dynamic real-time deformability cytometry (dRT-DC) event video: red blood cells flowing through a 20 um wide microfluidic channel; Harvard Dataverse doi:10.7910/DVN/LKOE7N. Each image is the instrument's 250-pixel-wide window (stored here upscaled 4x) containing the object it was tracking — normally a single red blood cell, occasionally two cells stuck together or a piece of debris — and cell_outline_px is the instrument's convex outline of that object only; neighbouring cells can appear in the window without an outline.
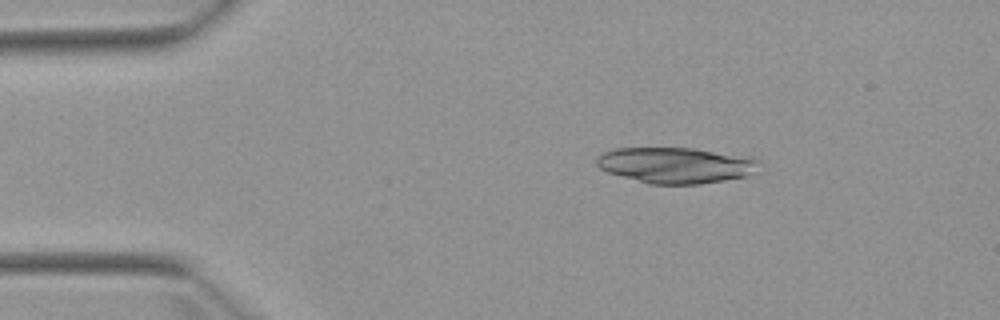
{"species": "Egyptian fruit bat (a non-hibernating species)", "species_latin": "Rousettus aegyptiacus", "temperature_condition": "warm", "stored_images_in_passage": 2, "camera_frame_rate_fps": 3000, "um_per_image_px": 0.085, "animal": {"sex": "female"}, "frame": {"image": 1, "passage_image": 1, "time_ms": 0.0, "image_size_px": [1000, 320], "cell_outline_px": [[764, 164], [756, 172], [748, 176], [700, 184], [648, 184], [608, 172], [600, 168], [596, 164], [596, 156], [604, 152], [616, 148], [692, 148], [756, 156]], "centroid_in_image_um": [57.56, 14.03], "position_along_channel_um": 27.4, "area_um2": 34.68}}